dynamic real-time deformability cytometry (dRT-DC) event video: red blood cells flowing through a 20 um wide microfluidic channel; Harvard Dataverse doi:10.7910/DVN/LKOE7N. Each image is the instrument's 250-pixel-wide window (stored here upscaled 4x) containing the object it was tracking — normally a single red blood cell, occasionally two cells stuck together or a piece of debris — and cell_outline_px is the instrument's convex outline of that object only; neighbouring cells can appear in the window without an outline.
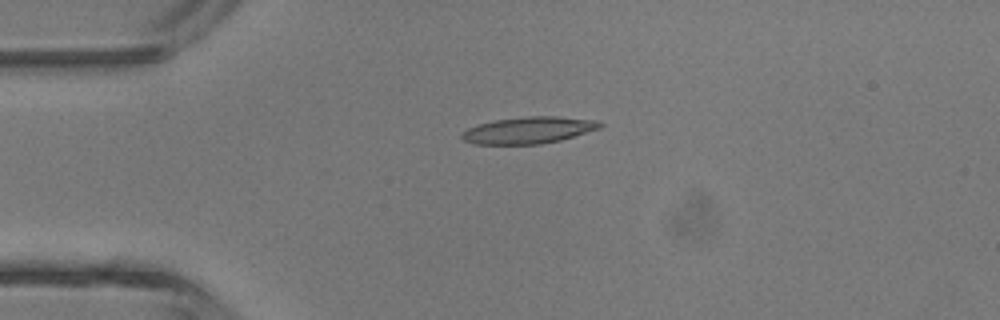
{"species": "common noctule bat (a hibernating species)", "species_latin": "Nyctalus noctula", "temperature_condition": "room temperature", "stored_images_in_passage": 2, "camera_frame_rate_fps": 3000, "um_per_image_px": 0.085, "animal": {"sex": "male", "body_mass_g": 13.3}, "frame": {"image": 1, "passage_image": 1, "time_ms": 0.0, "image_size_px": [1000, 320], "cell_outline_px": [[604, 124], [600, 128], [560, 140], [540, 144], [472, 144], [464, 140], [460, 136], [468, 128], [480, 124], [496, 120], [528, 116], [556, 116], [596, 120]], "centroid_in_image_um": [44.94, 11.07], "position_along_channel_um": 40.1, "area_um2": 21.27}}
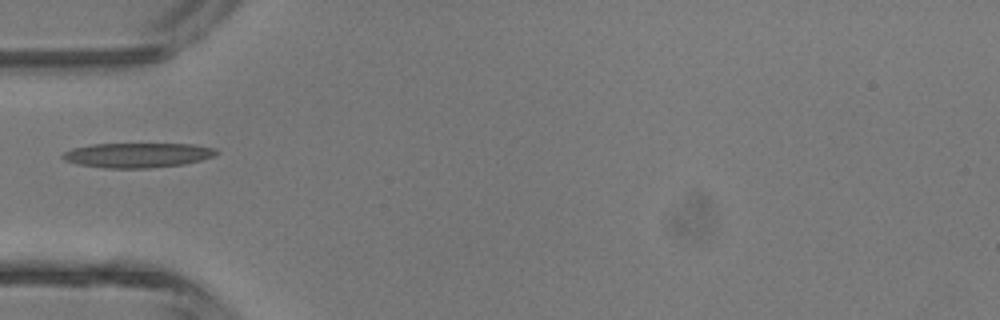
{"frame": {"image": 2, "passage_image": 2, "time_ms": 1.333, "image_size_px": [1000, 320], "cell_outline_px": [[220, 152], [216, 156], [184, 164], [148, 168], [104, 168], [80, 164], [64, 160], [60, 156], [64, 152], [72, 148], [92, 144], [192, 144], [216, 148]], "centroid_in_image_um": [11.72, 13.18], "position_along_channel_um": 73.3, "area_um2": 22.2}}